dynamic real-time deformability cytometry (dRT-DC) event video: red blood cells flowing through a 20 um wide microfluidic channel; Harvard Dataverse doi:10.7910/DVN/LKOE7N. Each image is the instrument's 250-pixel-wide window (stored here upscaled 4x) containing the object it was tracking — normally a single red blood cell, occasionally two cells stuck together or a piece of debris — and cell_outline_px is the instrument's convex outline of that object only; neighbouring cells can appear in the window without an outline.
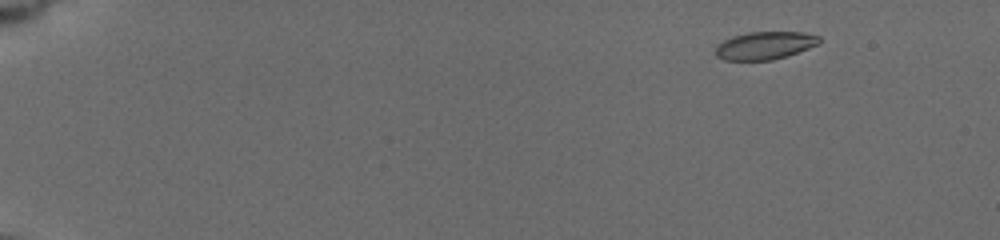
{"species": "common noctule bat (a hibernating species)", "species_latin": "Nyctalus noctula", "temperature_condition": "cold", "stored_images_in_passage": 11, "camera_frame_rate_fps": 3000, "um_per_image_px": 0.085, "animal": {"sex": "female", "body_mass_g": 19.5, "forearm_length_mm": 54.1}, "frame": {"image": 1, "passage_image": 3, "time_ms": 1.667, "image_size_px": [1000, 240], "cell_outline_px": [[820, 44], [772, 60], [724, 60], [716, 56], [716, 48], [724, 40], [732, 36], [748, 32], [804, 32], [820, 36]], "centroid_in_image_um": [65.02, 3.86], "position_along_channel_um": 20.0, "area_um2": 16.65}}
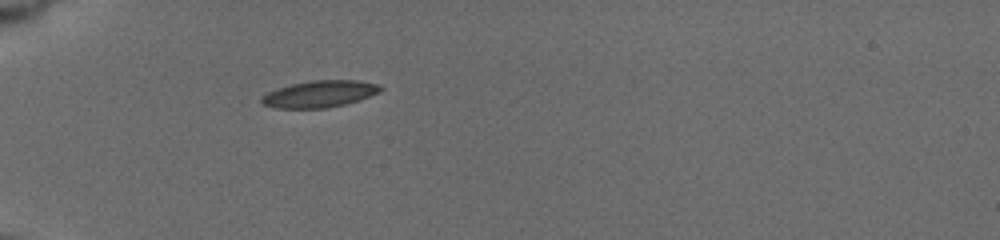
{"frame": {"image": 2, "passage_image": 8, "time_ms": 6.0, "image_size_px": [1000, 240], "cell_outline_px": [[384, 88], [380, 92], [360, 100], [344, 104], [324, 108], [276, 108], [264, 104], [260, 100], [260, 96], [268, 92], [292, 84], [312, 80], [356, 80], [380, 84]], "centroid_in_image_um": [27.21, 7.98], "position_along_channel_um": 57.8, "area_um2": 18.5}}
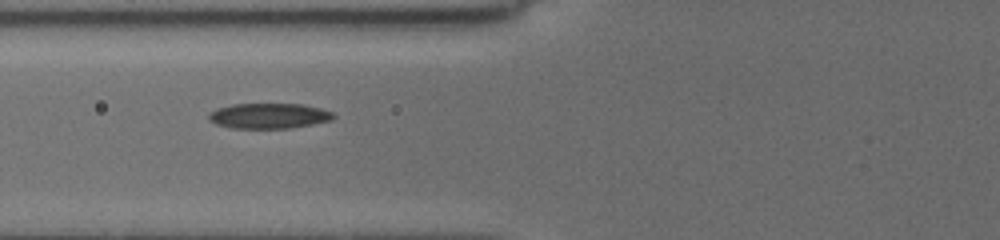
{"frame": {"image": 3, "passage_image": 10, "time_ms": 7.667, "image_size_px": [1000, 240], "cell_outline_px": [[336, 116], [332, 120], [312, 124], [288, 128], [232, 128], [216, 124], [208, 120], [208, 116], [216, 108], [232, 104], [304, 104], [320, 108], [332, 112]], "centroid_in_image_um": [22.86, 9.84], "position_along_channel_um": 102.9, "area_um2": 18.38}}